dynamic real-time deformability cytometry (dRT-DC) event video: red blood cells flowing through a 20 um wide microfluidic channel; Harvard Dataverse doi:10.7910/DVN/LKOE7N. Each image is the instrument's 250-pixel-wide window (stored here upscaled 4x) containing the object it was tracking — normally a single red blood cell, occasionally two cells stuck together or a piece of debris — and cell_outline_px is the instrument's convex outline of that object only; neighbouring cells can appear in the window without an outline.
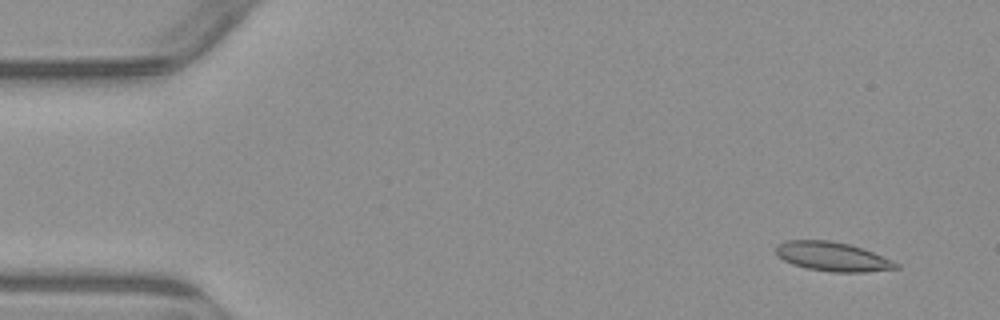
{"species": "common noctule bat (a hibernating species)", "species_latin": "Nyctalus noctula", "temperature_condition": "warm", "stored_images_in_passage": 4, "camera_frame_rate_fps": 3000, "um_per_image_px": 0.085, "animal": {"sex": "male", "body_mass_g": 23.1, "forearm_length_mm": 52.7}, "frame": {"image": 1, "passage_image": 1, "time_ms": 0.0, "image_size_px": [1000, 320], "cell_outline_px": [[900, 268], [864, 272], [832, 272], [808, 268], [792, 264], [776, 256], [776, 244], [784, 240], [832, 240], [848, 244], [872, 252], [892, 260], [900, 264]], "centroid_in_image_um": [70.73, 21.8], "position_along_channel_um": 14.3, "area_um2": 20.4}}
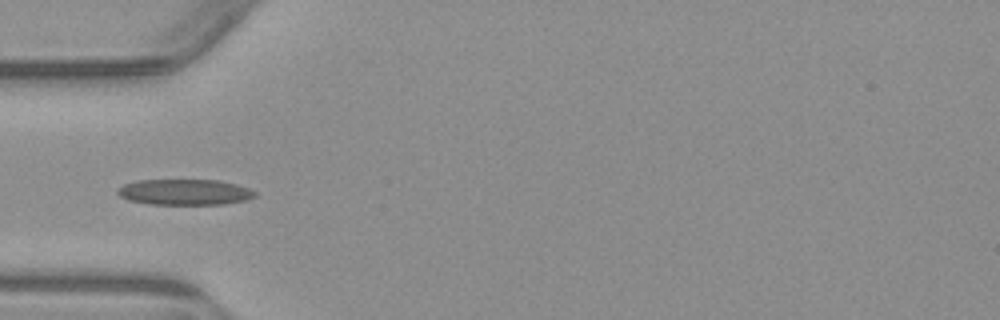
{"frame": {"image": 2, "passage_image": 4, "time_ms": 4.333, "image_size_px": [1000, 320], "cell_outline_px": [[256, 196], [248, 200], [224, 204], [148, 204], [128, 200], [120, 196], [116, 192], [124, 184], [136, 180], [220, 180], [236, 184], [248, 188], [256, 192]], "centroid_in_image_um": [15.72, 16.33], "position_along_channel_um": 69.3, "area_um2": 20.69}}